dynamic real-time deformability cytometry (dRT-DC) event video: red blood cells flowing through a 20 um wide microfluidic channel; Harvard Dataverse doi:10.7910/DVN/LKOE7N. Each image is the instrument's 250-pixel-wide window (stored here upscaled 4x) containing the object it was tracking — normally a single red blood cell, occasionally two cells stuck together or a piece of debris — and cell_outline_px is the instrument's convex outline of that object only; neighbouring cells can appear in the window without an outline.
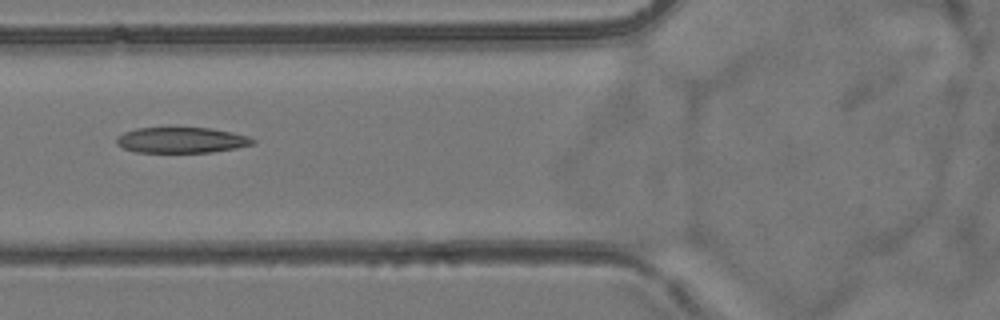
{"species": "common noctule bat (a hibernating species)", "species_latin": "Nyctalus noctula", "temperature_condition": "room temperature", "stored_images_in_passage": 6, "camera_frame_rate_fps": 3000, "um_per_image_px": 0.085, "animal": {"sex": "female", "body_mass_g": 24.6, "forearm_length_mm": 56.2}, "frame": {"image": 1, "passage_image": 6, "time_ms": 5.667, "image_size_px": [1000, 320], "cell_outline_px": [[256, 144], [236, 148], [212, 152], [136, 152], [124, 148], [116, 144], [116, 136], [124, 132], [136, 128], [212, 128], [232, 132], [248, 136], [256, 140]], "centroid_in_image_um": [15.44, 11.91], "position_along_channel_um": 110.4, "area_um2": 20.46}}